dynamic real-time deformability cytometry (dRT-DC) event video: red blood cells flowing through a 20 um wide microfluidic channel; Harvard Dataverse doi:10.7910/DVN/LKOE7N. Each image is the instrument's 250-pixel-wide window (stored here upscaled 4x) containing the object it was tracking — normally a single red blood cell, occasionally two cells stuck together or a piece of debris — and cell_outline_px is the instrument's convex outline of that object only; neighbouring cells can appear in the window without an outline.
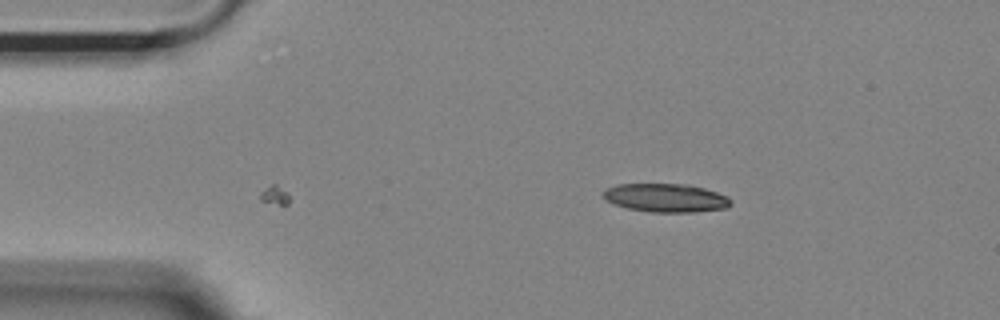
{"species": "Egyptian fruit bat (a non-hibernating species)", "species_latin": "Rousettus aegyptiacus", "temperature_condition": "room temperature", "stored_images_in_passage": 11, "camera_frame_rate_fps": 3000, "um_per_image_px": 0.085, "animal": {"sex": "female"}, "frame": {"image": 1, "passage_image": 11, "time_ms": 3.333, "image_size_px": [1000, 320], "cell_outline_px": [[732, 204], [728, 208], [696, 212], [652, 212], [628, 208], [604, 200], [600, 196], [600, 192], [604, 188], [616, 184], [688, 184], [704, 188], [728, 196], [732, 200]], "centroid_in_image_um": [56.57, 16.81], "position_along_channel_um": 28.4, "area_um2": 21.56}}